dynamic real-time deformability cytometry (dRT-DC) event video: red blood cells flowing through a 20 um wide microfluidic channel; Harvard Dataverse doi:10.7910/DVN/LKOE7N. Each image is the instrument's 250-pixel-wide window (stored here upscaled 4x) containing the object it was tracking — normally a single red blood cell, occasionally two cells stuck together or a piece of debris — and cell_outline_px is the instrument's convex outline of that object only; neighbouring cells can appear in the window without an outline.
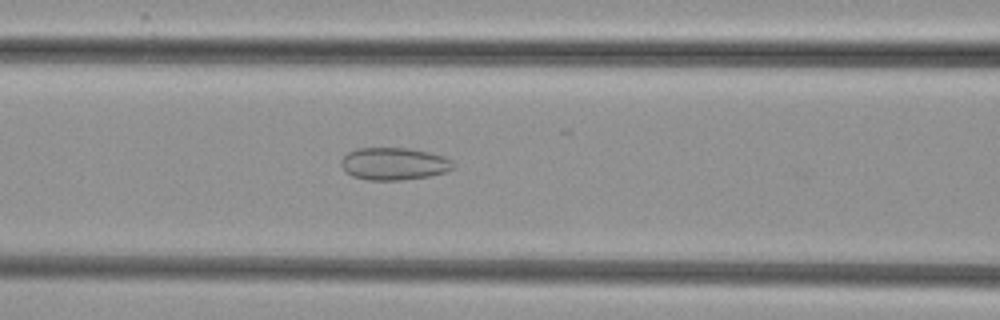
{"species": "common noctule bat (a hibernating species)", "species_latin": "Nyctalus noctula", "temperature_condition": "cold", "stored_images_in_passage": 37, "camera_frame_rate_fps": 3000, "um_per_image_px": 0.085, "animal": {"sex": "female", "body_mass_g": 29.2, "forearm_length_mm": 56.3}, "frame": {"image": 1, "passage_image": 11, "time_ms": 3.333, "image_size_px": [1000, 320], "cell_outline_px": [[456, 168], [448, 172], [428, 176], [404, 180], [368, 180], [352, 176], [340, 164], [340, 160], [348, 152], [356, 148], [408, 148], [428, 152], [444, 156], [452, 160], [456, 164]], "centroid_in_image_um": [33.54, 13.92], "position_along_channel_um": 133.1, "area_um2": 21.39}}
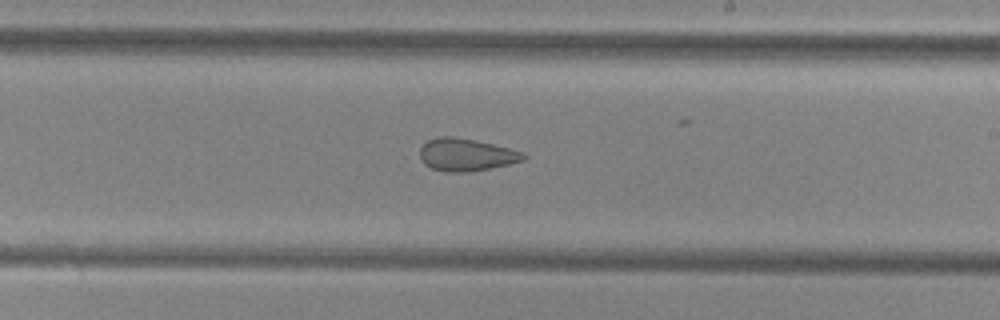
{"frame": {"image": 2, "passage_image": 20, "time_ms": 6.333, "image_size_px": [1000, 320], "cell_outline_px": [[528, 156], [524, 160], [492, 168], [468, 172], [444, 172], [432, 168], [424, 164], [420, 156], [420, 148], [428, 140], [440, 136], [452, 136], [492, 144], [524, 152]], "centroid_in_image_um": [39.63, 13.16], "position_along_channel_um": 249.4, "area_um2": 19.54}}
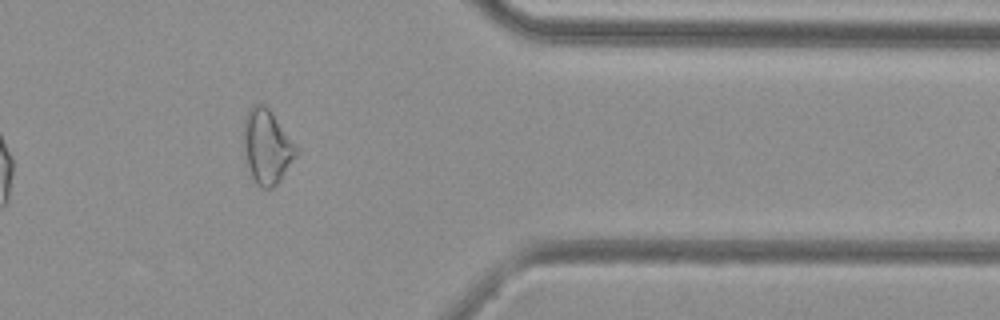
{"frame": {"image": 3, "passage_image": 32, "time_ms": 10.333, "image_size_px": [1000, 320], "cell_outline_px": [[300, 152], [280, 180], [272, 188], [260, 188], [256, 184], [252, 176], [244, 156], [244, 116], [248, 108], [252, 104], [264, 104], [272, 112], [300, 148]], "centroid_in_image_um": [22.71, 12.44], "position_along_channel_um": 388.7, "area_um2": 23.24}}